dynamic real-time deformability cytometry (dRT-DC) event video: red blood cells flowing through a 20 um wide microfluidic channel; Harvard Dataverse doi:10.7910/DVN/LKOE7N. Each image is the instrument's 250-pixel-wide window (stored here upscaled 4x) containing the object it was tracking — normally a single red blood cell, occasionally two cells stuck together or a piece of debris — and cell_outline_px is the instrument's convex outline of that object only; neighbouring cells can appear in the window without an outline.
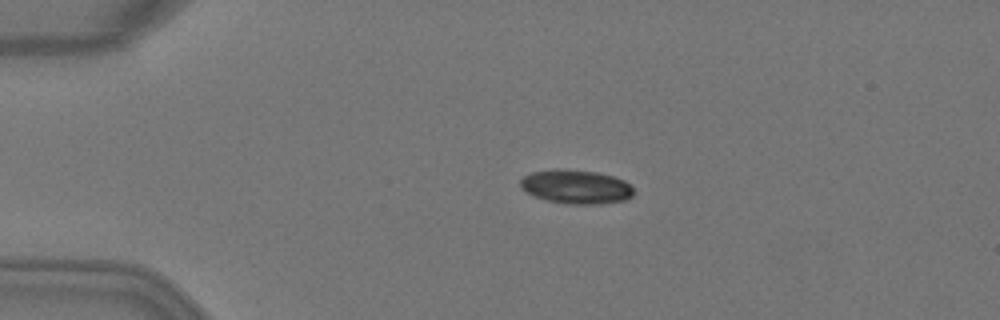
{"species": "Egyptian fruit bat (a non-hibernating species)", "species_latin": "Rousettus aegyptiacus", "temperature_condition": "warm", "stored_images_in_passage": 5, "camera_frame_rate_fps": 3000, "um_per_image_px": 0.085, "animal": {"sex": "female"}, "frame": {"image": 1, "passage_image": 4, "time_ms": 1.0, "image_size_px": [1000, 320], "cell_outline_px": [[632, 196], [624, 200], [600, 204], [568, 204], [548, 200], [536, 196], [520, 188], [520, 180], [524, 176], [532, 172], [556, 168], [564, 168], [596, 172], [612, 176], [624, 180], [632, 188]], "centroid_in_image_um": [48.94, 15.86], "position_along_channel_um": 36.1, "area_um2": 22.31}}